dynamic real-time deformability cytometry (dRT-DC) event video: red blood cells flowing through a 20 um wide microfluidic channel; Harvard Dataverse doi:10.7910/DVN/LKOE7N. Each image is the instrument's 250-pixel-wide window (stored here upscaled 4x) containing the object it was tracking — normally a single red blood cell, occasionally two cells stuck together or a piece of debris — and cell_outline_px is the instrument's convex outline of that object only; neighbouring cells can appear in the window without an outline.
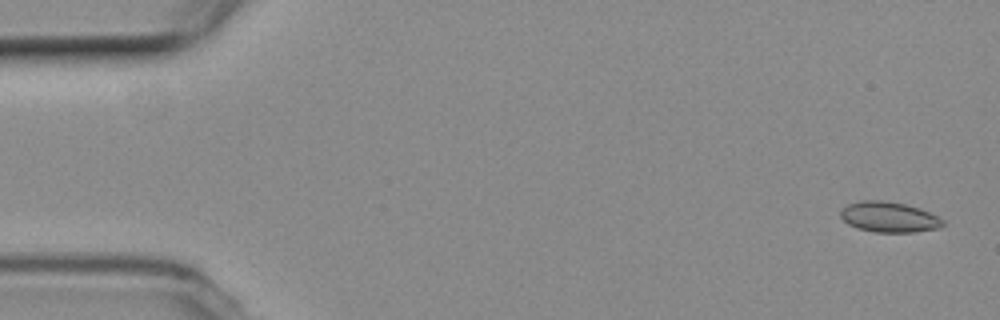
{"species": "common noctule bat (a hibernating species)", "species_latin": "Nyctalus noctula", "temperature_condition": "room temperature", "stored_images_in_passage": 17, "camera_frame_rate_fps": 3000, "um_per_image_px": 0.085, "animal": {"sex": "female", "body_mass_g": 19.3, "forearm_length_mm": 54.1}, "frame": {"image": 1, "passage_image": 2, "time_ms": 0.333, "image_size_px": [1000, 320], "cell_outline_px": [[944, 224], [940, 228], [916, 232], [876, 232], [856, 228], [848, 224], [840, 216], [840, 208], [848, 204], [860, 200], [884, 200], [904, 204], [920, 208], [944, 220]], "centroid_in_image_um": [75.54, 18.44], "position_along_channel_um": 9.5, "area_um2": 18.26}}